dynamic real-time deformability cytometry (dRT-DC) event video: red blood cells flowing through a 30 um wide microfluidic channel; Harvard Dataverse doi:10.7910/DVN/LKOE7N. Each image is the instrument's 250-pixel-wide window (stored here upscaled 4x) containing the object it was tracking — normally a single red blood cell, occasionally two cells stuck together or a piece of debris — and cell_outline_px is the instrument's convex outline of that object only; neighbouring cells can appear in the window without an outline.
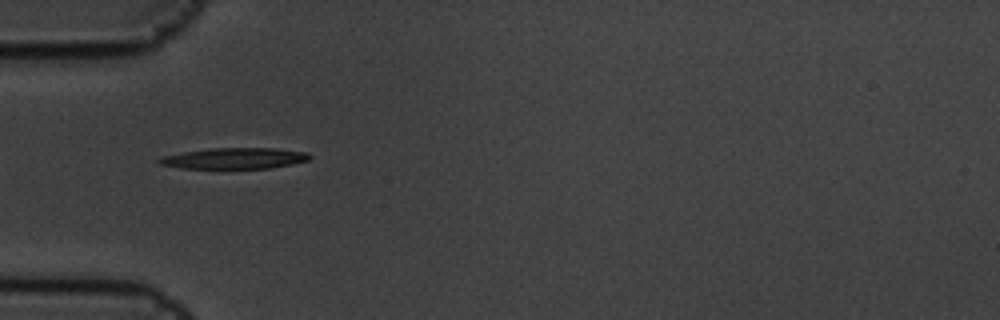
{"species": "common noctule bat (a hibernating species)", "species_latin": "Nyctalus noctula", "temperature_condition": "cold", "stored_images_in_passage": 4, "camera_frame_rate_fps": 3000, "um_per_image_px": 0.085, "animal": {"sex": "male", "body_mass_g": 19.5, "forearm_length_mm": 54.6}, "frame": {"image": 1, "passage_image": 1, "time_ms": 0.0, "image_size_px": [1000, 320], "cell_outline_px": [[312, 156], [308, 160], [292, 164], [268, 168], [180, 168], [160, 164], [156, 160], [164, 156], [184, 152], [208, 148], [276, 148], [308, 152]], "centroid_in_image_um": [19.96, 13.45], "position_along_channel_um": 65.0, "area_um2": 18.32}}
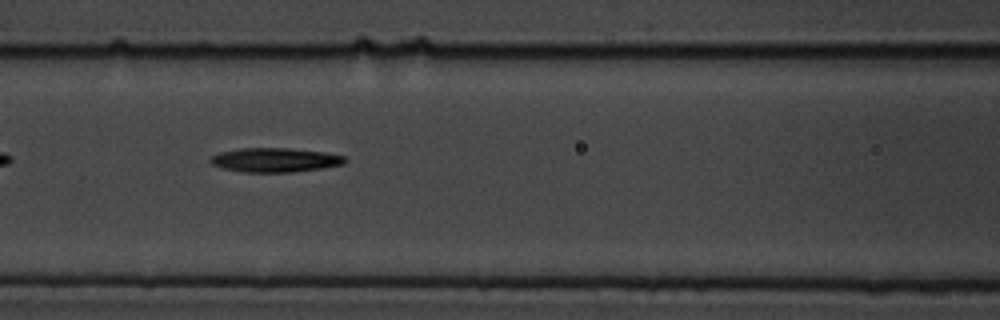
{"frame": {"image": 2, "passage_image": 3, "time_ms": 0.667, "image_size_px": [1000, 320], "cell_outline_px": [[348, 160], [344, 164], [320, 168], [292, 172], [244, 172], [224, 168], [212, 164], [208, 160], [212, 156], [220, 152], [240, 148], [288, 148], [324, 152], [344, 156]], "centroid_in_image_um": [23.38, 13.59], "position_along_channel_um": 143.2, "area_um2": 18.84}}
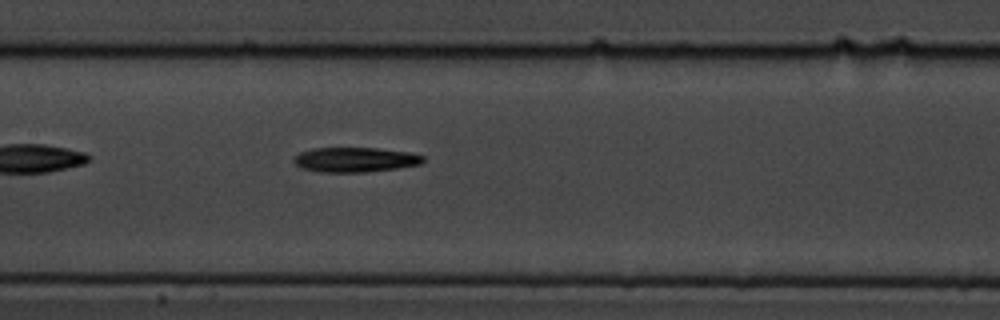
{"frame": {"image": 3, "passage_image": 4, "time_ms": 1.0, "image_size_px": [1000, 320], "cell_outline_px": [[424, 160], [420, 164], [396, 168], [364, 172], [320, 172], [300, 168], [292, 160], [292, 156], [300, 152], [312, 148], [376, 148], [408, 152], [424, 156]], "centroid_in_image_um": [30.12, 13.57], "position_along_channel_um": 177.3, "area_um2": 18.67}}